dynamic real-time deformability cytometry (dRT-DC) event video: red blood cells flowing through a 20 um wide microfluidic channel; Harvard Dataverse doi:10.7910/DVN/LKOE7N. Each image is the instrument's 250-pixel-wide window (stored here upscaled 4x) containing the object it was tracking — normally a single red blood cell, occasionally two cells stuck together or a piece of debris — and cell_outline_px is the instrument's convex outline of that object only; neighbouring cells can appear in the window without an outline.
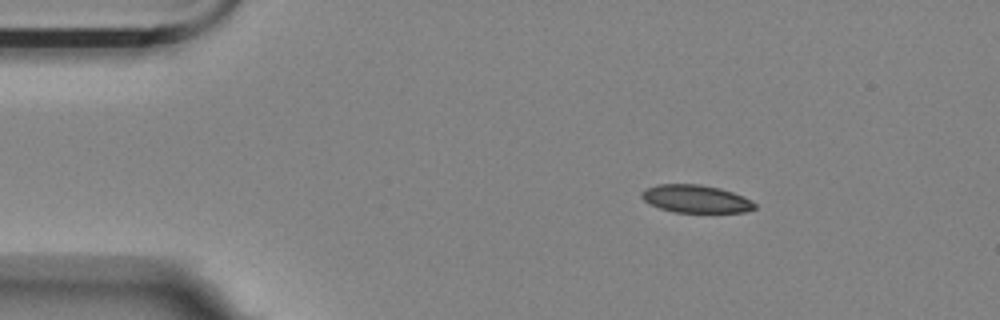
{"species": "Egyptian fruit bat (a non-hibernating species)", "species_latin": "Rousettus aegyptiacus", "temperature_condition": "room temperature", "stored_images_in_passage": 3, "camera_frame_rate_fps": 3000, "um_per_image_px": 0.085, "animal": {"sex": "female"}, "frame": {"image": 1, "passage_image": 1, "time_ms": 0.0, "image_size_px": [1000, 320], "cell_outline_px": [[756, 208], [744, 212], [676, 212], [660, 208], [648, 204], [640, 196], [640, 192], [644, 188], [656, 184], [700, 184], [720, 188], [732, 192], [752, 200], [756, 204]], "centroid_in_image_um": [59.1, 16.89], "position_along_channel_um": 25.9, "area_um2": 18.44}}
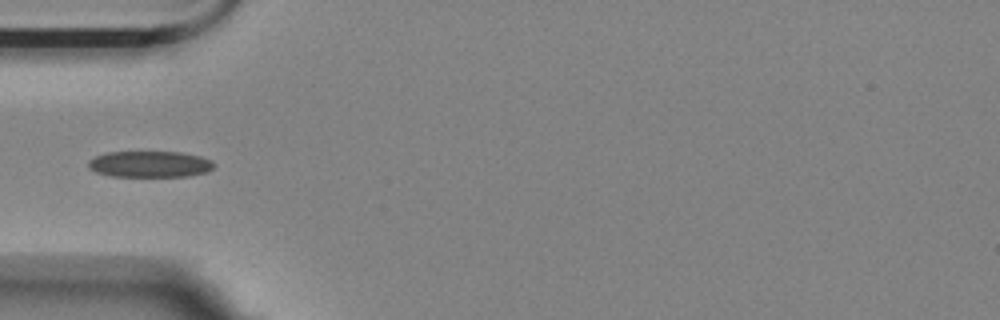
{"frame": {"image": 2, "passage_image": 3, "time_ms": 0.667, "image_size_px": [1000, 320], "cell_outline_px": [[216, 164], [208, 172], [188, 176], [112, 176], [96, 172], [88, 168], [88, 160], [96, 156], [108, 152], [180, 152], [200, 156], [212, 160]], "centroid_in_image_um": [12.75, 13.95], "position_along_channel_um": 72.2, "area_um2": 19.25}}